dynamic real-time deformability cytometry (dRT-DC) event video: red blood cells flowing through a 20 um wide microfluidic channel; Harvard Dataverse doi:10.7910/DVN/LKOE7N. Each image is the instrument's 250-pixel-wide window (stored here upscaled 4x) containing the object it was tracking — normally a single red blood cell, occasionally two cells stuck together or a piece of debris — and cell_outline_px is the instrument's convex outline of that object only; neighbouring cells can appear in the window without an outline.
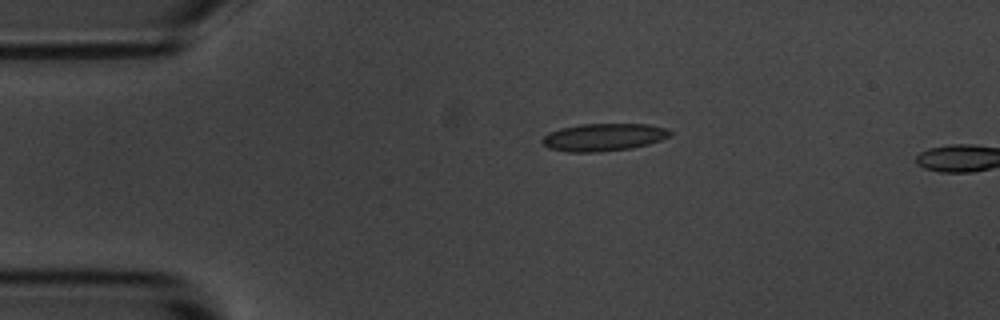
{"species": "common noctule bat (a hibernating species)", "species_latin": "Nyctalus noctula", "temperature_condition": "room temperature", "stored_images_in_passage": 3, "camera_frame_rate_fps": 3000, "um_per_image_px": 0.085, "animal": {"sex": "male", "body_mass_g": 20.1, "forearm_length_mm": 53.5}, "frame": {"image": 1, "passage_image": 1, "time_ms": 0.0, "image_size_px": [1000, 320], "cell_outline_px": [[672, 136], [648, 144], [632, 148], [596, 152], [568, 152], [548, 148], [540, 140], [548, 132], [560, 128], [580, 124], [648, 124], [668, 128], [672, 132]], "centroid_in_image_um": [51.31, 11.66], "position_along_channel_um": 33.7, "area_um2": 20.69}}